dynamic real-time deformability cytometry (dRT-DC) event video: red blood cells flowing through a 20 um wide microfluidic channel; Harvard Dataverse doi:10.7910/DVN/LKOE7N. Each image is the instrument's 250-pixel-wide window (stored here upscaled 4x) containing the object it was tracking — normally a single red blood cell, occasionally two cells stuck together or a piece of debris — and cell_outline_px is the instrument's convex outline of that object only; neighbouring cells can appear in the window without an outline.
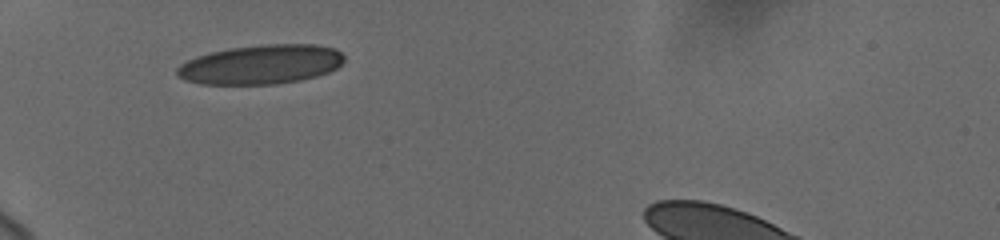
{"species": "human", "species_latin": "Homo sapiens", "temperature_condition": "cold", "stored_images_in_passage": 10, "camera_frame_rate_fps": 3000, "um_per_image_px": 0.085, "donor": {"sex": "female"}, "frame": {"image": 1, "passage_image": 1, "time_ms": 0.0, "image_size_px": [1000, 240], "cell_outline_px": [[344, 60], [336, 68], [328, 72], [316, 76], [300, 80], [276, 84], [200, 84], [184, 80], [176, 76], [176, 68], [180, 64], [196, 56], [212, 52], [232, 48], [264, 44], [316, 44], [336, 48], [344, 56]], "centroid_in_image_um": [22.17, 5.48], "position_along_channel_um": 62.8, "area_um2": 38.38}}
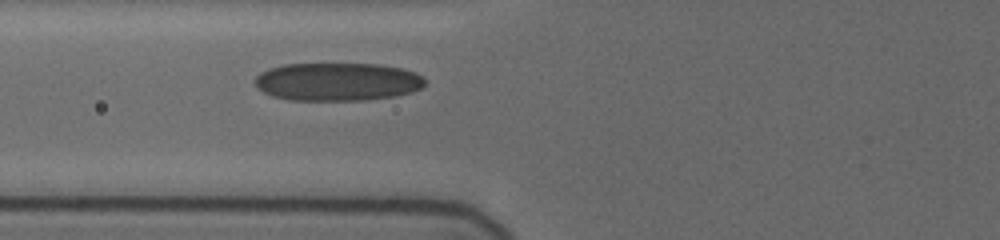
{"frame": {"image": 2, "passage_image": 6, "time_ms": 1.333, "image_size_px": [1000, 240], "cell_outline_px": [[424, 84], [420, 88], [396, 96], [364, 100], [292, 100], [276, 96], [264, 92], [256, 84], [256, 76], [260, 72], [268, 68], [284, 64], [376, 64], [400, 68], [416, 72], [424, 80]], "centroid_in_image_um": [28.67, 6.94], "position_along_channel_um": 97.1, "area_um2": 37.4}}
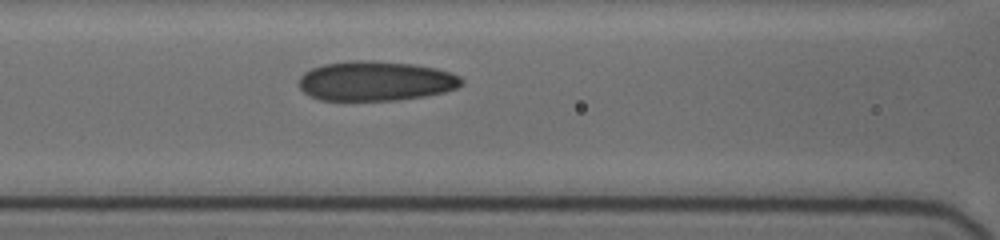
{"frame": {"image": 3, "passage_image": 9, "time_ms": 2.333, "image_size_px": [1000, 240], "cell_outline_px": [[464, 84], [456, 88], [444, 92], [424, 96], [396, 100], [320, 100], [304, 92], [300, 88], [300, 76], [304, 72], [312, 68], [324, 64], [352, 60], [372, 60], [412, 64], [436, 68], [460, 76], [464, 80]], "centroid_in_image_um": [31.94, 6.88], "position_along_channel_um": 134.7, "area_um2": 37.57}}